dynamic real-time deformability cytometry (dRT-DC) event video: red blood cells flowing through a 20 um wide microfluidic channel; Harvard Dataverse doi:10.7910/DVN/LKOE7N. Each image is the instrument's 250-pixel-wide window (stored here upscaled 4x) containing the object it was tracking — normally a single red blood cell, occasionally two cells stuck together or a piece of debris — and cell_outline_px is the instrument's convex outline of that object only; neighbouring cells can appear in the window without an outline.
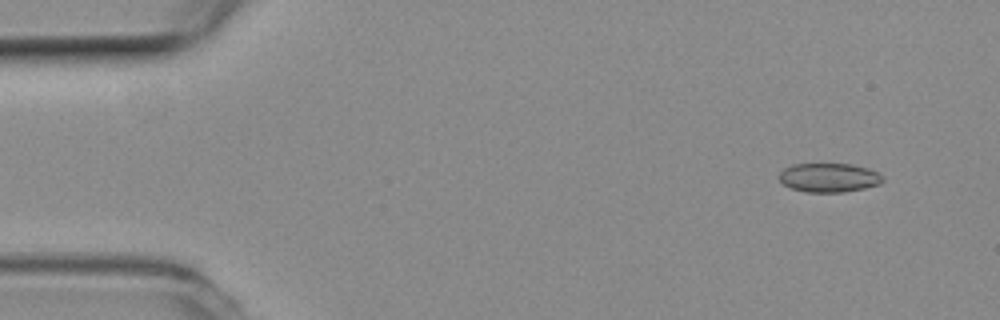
{"species": "common noctule bat (a hibernating species)", "species_latin": "Nyctalus noctula", "temperature_condition": "room temperature", "stored_images_in_passage": 5, "camera_frame_rate_fps": 3000, "um_per_image_px": 0.085, "animal": {"sex": "female", "body_mass_g": 19.3, "forearm_length_mm": 54.1}, "frame": {"image": 1, "passage_image": 2, "time_ms": 0.333, "image_size_px": [1000, 320], "cell_outline_px": [[884, 180], [880, 184], [864, 188], [844, 192], [804, 192], [792, 188], [784, 184], [780, 180], [780, 172], [784, 168], [792, 164], [852, 164], [868, 168], [876, 172]], "centroid_in_image_um": [70.45, 15.1], "position_along_channel_um": 14.5, "area_um2": 17.4}}
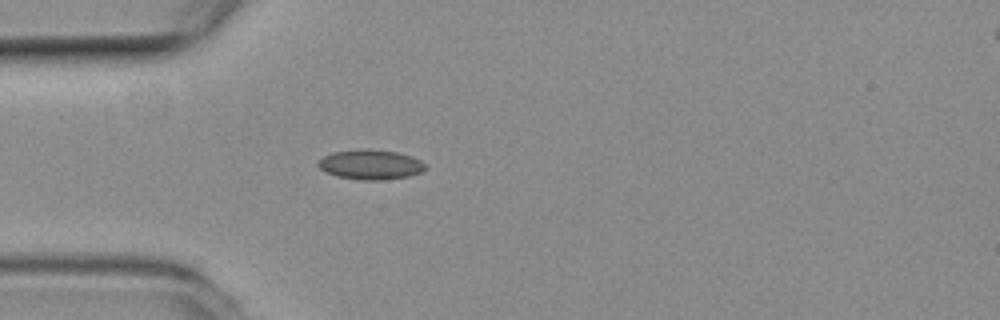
{"frame": {"image": 2, "passage_image": 5, "time_ms": 1.333, "image_size_px": [1000, 320], "cell_outline_px": [[428, 168], [420, 172], [408, 176], [380, 180], [364, 180], [336, 176], [320, 168], [316, 164], [316, 160], [332, 152], [368, 148], [396, 152], [412, 156], [428, 164]], "centroid_in_image_um": [31.51, 13.97], "position_along_channel_um": 53.5, "area_um2": 18.73}}